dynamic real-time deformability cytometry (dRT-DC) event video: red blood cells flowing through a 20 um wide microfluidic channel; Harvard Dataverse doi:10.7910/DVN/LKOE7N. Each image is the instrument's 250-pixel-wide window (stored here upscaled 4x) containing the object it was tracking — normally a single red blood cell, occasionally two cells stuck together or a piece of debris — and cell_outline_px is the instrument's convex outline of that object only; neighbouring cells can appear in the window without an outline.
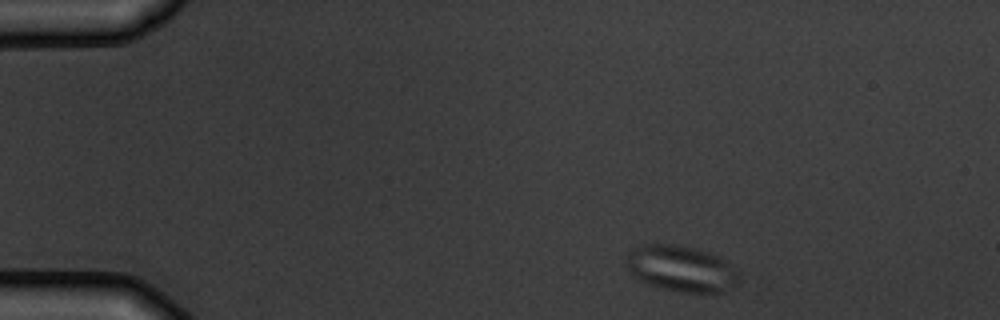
{"species": "common noctule bat (a hibernating species)", "species_latin": "Nyctalus noctula", "temperature_condition": "warm", "stored_images_in_passage": 4, "camera_frame_rate_fps": 3000, "um_per_image_px": 0.085, "animal": {"sex": "male", "body_mass_g": 19.5, "forearm_length_mm": 54.6}, "frame": {"image": 1, "passage_image": 1, "time_ms": 0.0, "image_size_px": [1000, 320], "cell_outline_px": [[740, 284], [720, 292], [680, 292], [660, 288], [648, 284], [632, 276], [628, 268], [628, 252], [644, 244], [672, 244], [692, 248], [708, 252], [720, 256], [732, 264], [740, 272]], "centroid_in_image_um": [57.97, 22.85], "position_along_channel_um": 27.0, "area_um2": 30.4}}